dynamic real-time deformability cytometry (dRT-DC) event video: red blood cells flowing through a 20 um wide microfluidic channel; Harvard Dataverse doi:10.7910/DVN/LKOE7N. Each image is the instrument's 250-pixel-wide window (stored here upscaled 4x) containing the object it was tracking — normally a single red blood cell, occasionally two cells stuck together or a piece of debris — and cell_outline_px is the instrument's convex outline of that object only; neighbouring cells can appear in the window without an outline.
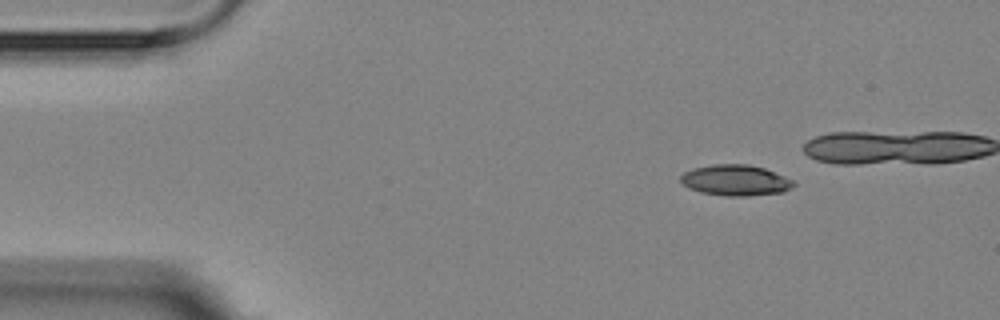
{"species": "Egyptian fruit bat (a non-hibernating species)", "species_latin": "Rousettus aegyptiacus", "temperature_condition": "room temperature", "stored_images_in_passage": 9, "segment_of_instrument_passage": [1, 2], "camera_frame_rate_fps": 3000, "um_per_image_px": 0.085, "animal": {"sex": "female"}, "frame": {"image": 1, "passage_image": 1, "time_ms": 0.0, "image_size_px": [1000, 320], "cell_outline_px": [[796, 184], [792, 188], [784, 192], [748, 196], [728, 196], [700, 192], [688, 188], [680, 184], [680, 176], [684, 172], [692, 168], [712, 164], [748, 164], [764, 168], [784, 176], [792, 180]], "centroid_in_image_um": [62.49, 15.32], "position_along_channel_um": 22.5, "area_um2": 20.52}}
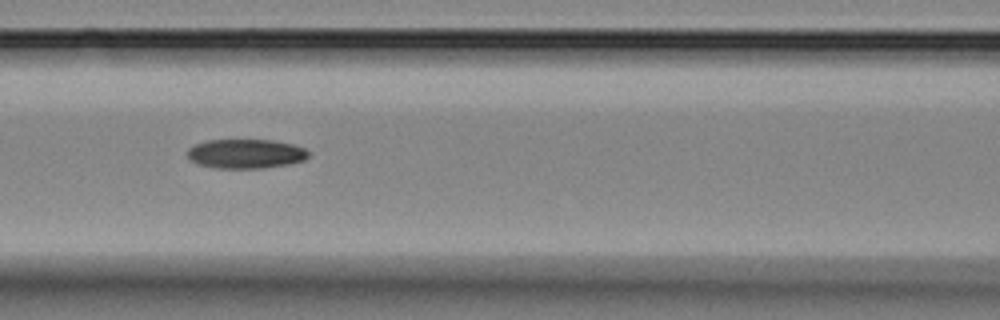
{"frame": {"image": 2, "passage_image": 7, "time_ms": 8.0, "image_size_px": [1000, 320], "cell_outline_px": [[308, 156], [304, 160], [288, 164], [264, 168], [216, 168], [200, 164], [192, 160], [188, 156], [188, 148], [196, 144], [208, 140], [276, 140], [292, 144], [304, 148], [308, 152]], "centroid_in_image_um": [20.91, 13.06], "position_along_channel_um": 145.7, "area_um2": 20.52}}
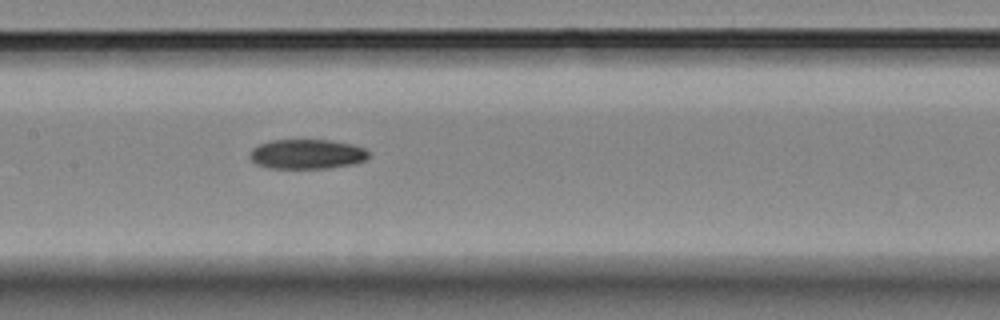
{"frame": {"image": 3, "passage_image": 8, "time_ms": 9.0, "image_size_px": [1000, 320], "cell_outline_px": [[368, 156], [364, 160], [352, 164], [328, 168], [268, 168], [256, 164], [248, 156], [252, 148], [260, 144], [272, 140], [328, 140], [352, 144], [364, 148], [368, 152]], "centroid_in_image_um": [26.05, 13.1], "position_along_channel_um": 181.3, "area_um2": 20.46}}